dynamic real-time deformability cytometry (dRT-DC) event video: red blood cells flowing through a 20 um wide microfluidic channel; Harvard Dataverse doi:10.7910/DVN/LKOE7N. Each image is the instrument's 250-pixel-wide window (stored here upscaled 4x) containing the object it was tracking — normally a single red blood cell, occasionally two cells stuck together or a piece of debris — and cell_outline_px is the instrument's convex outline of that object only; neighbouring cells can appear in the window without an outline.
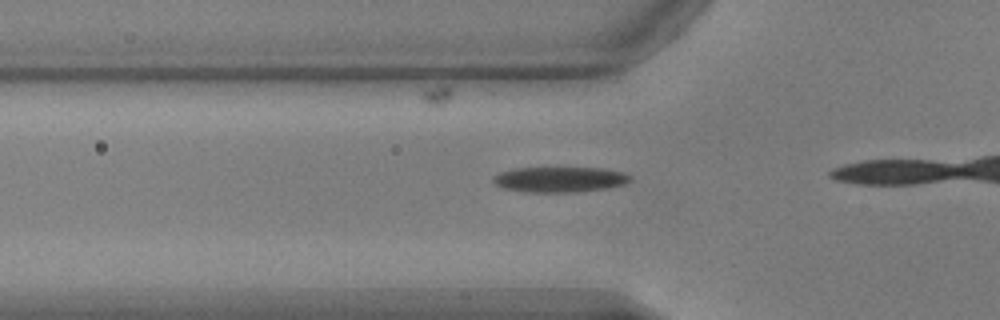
{"species": "common noctule bat (a hibernating species)", "species_latin": "Nyctalus noctula", "temperature_condition": "warm", "stored_images_in_passage": 16, "camera_frame_rate_fps": 3000, "um_per_image_px": 0.085, "animal": {"sex": "male", "body_mass_g": 17.9, "forearm_length_mm": 54.2}, "frame": {"image": 1, "passage_image": 11, "time_ms": 3.333, "image_size_px": [1000, 320], "cell_outline_px": [[632, 180], [624, 184], [604, 188], [576, 192], [524, 192], [504, 188], [496, 184], [492, 180], [492, 176], [500, 172], [516, 168], [604, 168], [624, 172], [632, 176]], "centroid_in_image_um": [47.58, 15.25], "position_along_channel_um": 78.2, "area_um2": 20.29}}
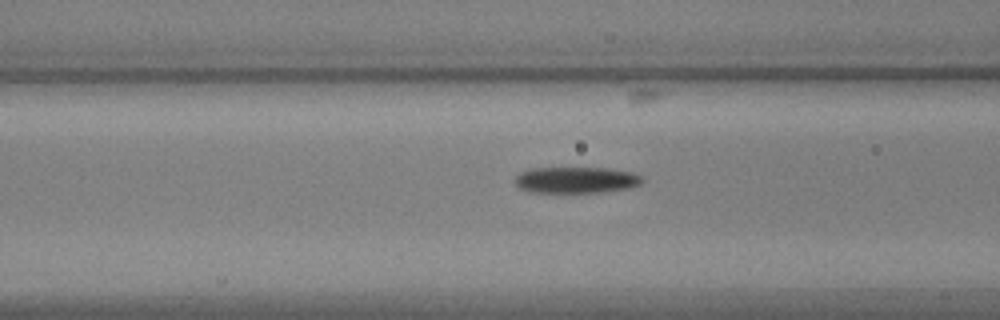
{"frame": {"image": 2, "passage_image": 14, "time_ms": 4.333, "image_size_px": [1000, 320], "cell_outline_px": [[644, 180], [640, 184], [628, 188], [604, 192], [528, 192], [520, 188], [512, 180], [520, 172], [532, 168], [608, 168], [632, 172], [644, 176]], "centroid_in_image_um": [48.97, 15.29], "position_along_channel_um": 117.6, "area_um2": 19.65}}